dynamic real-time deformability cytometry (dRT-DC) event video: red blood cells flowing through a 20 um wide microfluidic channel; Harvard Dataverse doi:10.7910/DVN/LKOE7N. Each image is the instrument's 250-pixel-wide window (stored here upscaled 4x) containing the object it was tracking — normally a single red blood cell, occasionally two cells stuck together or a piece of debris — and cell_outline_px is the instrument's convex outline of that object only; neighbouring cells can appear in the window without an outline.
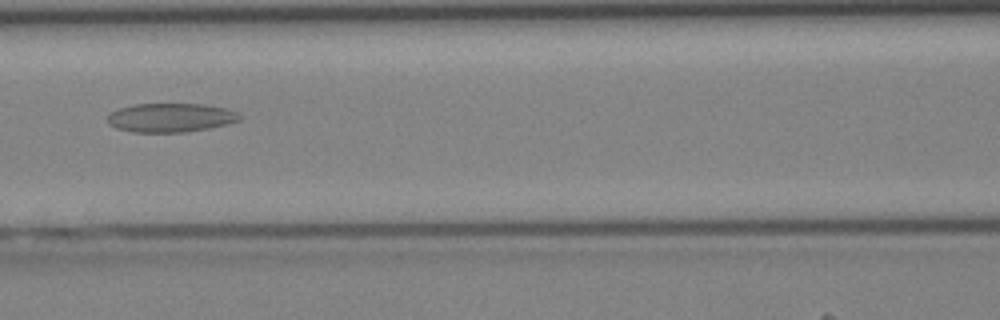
{"species": "Egyptian fruit bat (a non-hibernating species)", "species_latin": "Rousettus aegyptiacus", "temperature_condition": "cold", "stored_images_in_passage": 42, "camera_frame_rate_fps": 3000, "um_per_image_px": 0.085, "animal": {"sex": "female"}, "frame": {"image": 1, "passage_image": 19, "time_ms": 6.0, "image_size_px": [1000, 320], "cell_outline_px": [[240, 120], [208, 128], [184, 132], [132, 132], [116, 128], [108, 124], [108, 116], [112, 112], [120, 108], [136, 104], [204, 104], [228, 108], [236, 112], [240, 116]], "centroid_in_image_um": [14.49, 10.0], "position_along_channel_um": 152.1, "area_um2": 22.08}}
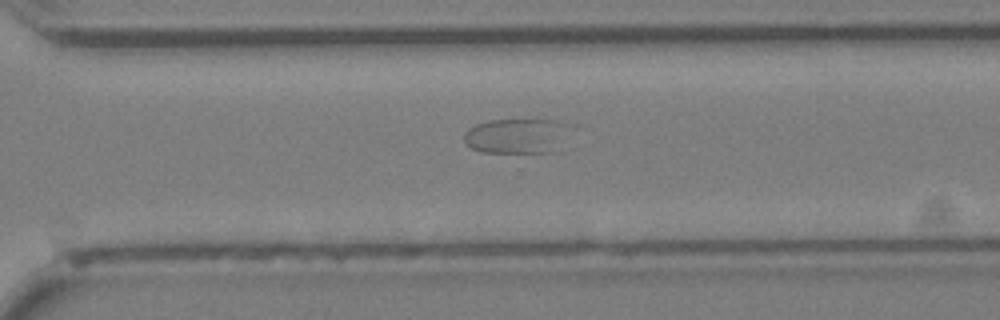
{"frame": {"image": 2, "passage_image": 30, "time_ms": 9.667, "image_size_px": [1000, 320], "cell_outline_px": [[576, 124], [560, 152], [480, 152], [472, 148], [464, 140], [464, 132], [468, 128], [476, 124], [488, 120], [560, 120]], "centroid_in_image_um": [44.11, 11.54], "position_along_channel_um": 326.5, "area_um2": 22.66}}
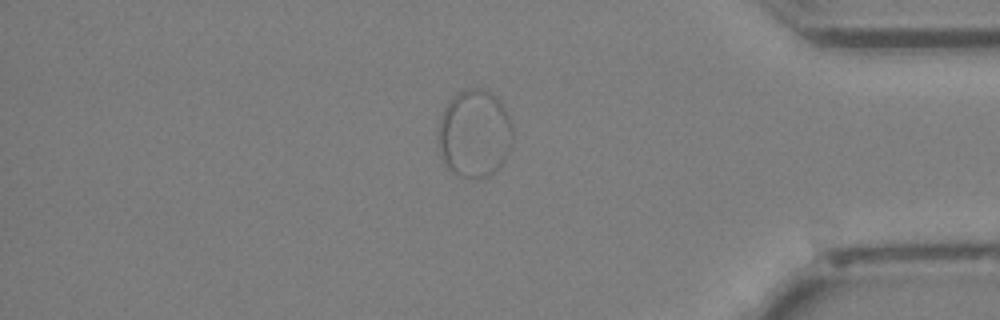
{"frame": {"image": 3, "passage_image": 36, "time_ms": 11.667, "image_size_px": [1000, 320], "cell_outline_px": [[512, 136], [508, 152], [504, 160], [488, 176], [480, 180], [460, 176], [452, 172], [448, 168], [440, 156], [440, 116], [448, 100], [452, 96], [468, 88], [480, 88], [496, 96], [500, 100], [508, 116], [512, 128]], "centroid_in_image_um": [40.32, 11.36], "position_along_channel_um": 394.9, "area_um2": 37.86}}